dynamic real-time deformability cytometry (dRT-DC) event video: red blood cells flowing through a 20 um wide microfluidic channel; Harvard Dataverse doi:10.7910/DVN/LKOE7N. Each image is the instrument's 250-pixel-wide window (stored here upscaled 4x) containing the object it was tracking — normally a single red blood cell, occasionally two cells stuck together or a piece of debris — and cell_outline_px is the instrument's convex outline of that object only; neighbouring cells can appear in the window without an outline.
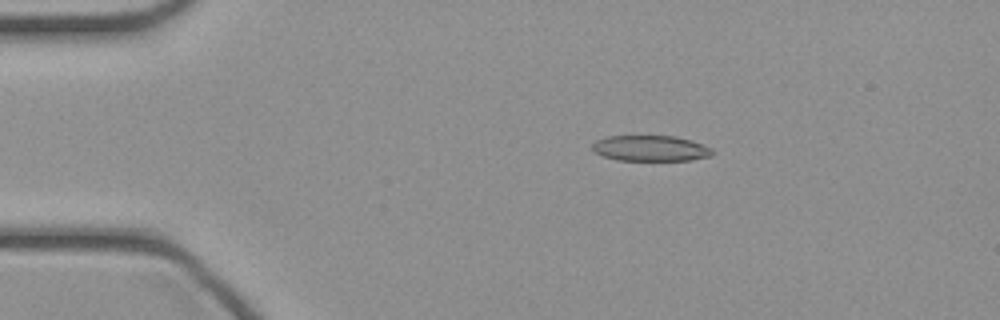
{"species": "common noctule bat (a hibernating species)", "species_latin": "Nyctalus noctula", "temperature_condition": "cold", "stored_images_in_passage": 43, "camera_frame_rate_fps": 3000, "um_per_image_px": 0.085, "animal": {"sex": "female", "body_mass_g": 21.9}, "frame": {"image": 1, "passage_image": 6, "time_ms": 1.667, "image_size_px": [1000, 320], "cell_outline_px": [[712, 156], [692, 160], [616, 160], [592, 152], [592, 144], [596, 140], [608, 136], [676, 136], [692, 140], [712, 148]], "centroid_in_image_um": [55.29, 12.6], "position_along_channel_um": 29.7, "area_um2": 18.09}}
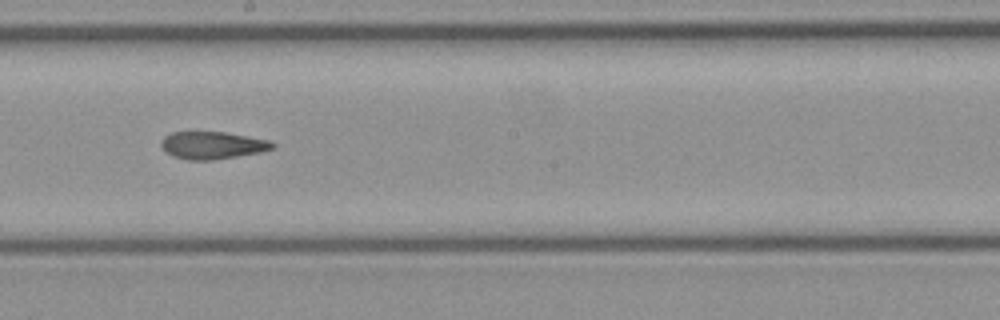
{"frame": {"image": 2, "passage_image": 23, "time_ms": 7.333, "image_size_px": [1000, 320], "cell_outline_px": [[276, 144], [272, 148], [260, 152], [212, 160], [188, 160], [172, 156], [160, 144], [160, 140], [164, 136], [172, 132], [224, 132], [248, 136], [268, 140]], "centroid_in_image_um": [18.03, 12.34], "position_along_channel_um": 230.2, "area_um2": 17.63}}
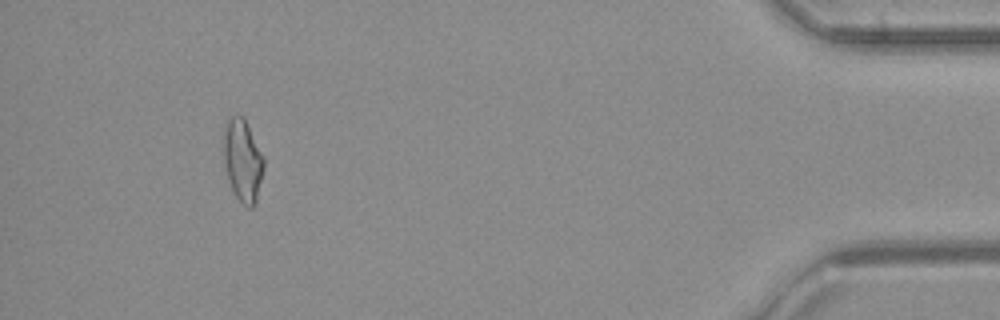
{"frame": {"image": 3, "passage_image": 40, "time_ms": 13.0, "image_size_px": [1000, 320], "cell_outline_px": [[264, 168], [256, 200], [252, 208], [248, 208], [236, 196], [228, 180], [224, 160], [224, 128], [228, 116], [244, 116], [264, 156]], "centroid_in_image_um": [20.64, 13.59], "position_along_channel_um": 414.6, "area_um2": 19.25}}